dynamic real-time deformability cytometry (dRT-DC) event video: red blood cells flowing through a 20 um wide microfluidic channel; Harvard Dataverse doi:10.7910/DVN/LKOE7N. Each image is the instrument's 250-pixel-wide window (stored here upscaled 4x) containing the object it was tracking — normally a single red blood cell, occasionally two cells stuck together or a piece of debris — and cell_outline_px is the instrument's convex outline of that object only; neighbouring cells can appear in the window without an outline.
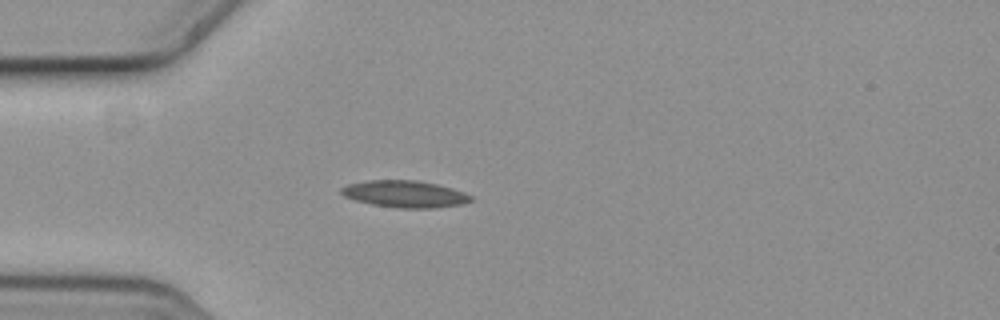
{"species": "common noctule bat (a hibernating species)", "species_latin": "Nyctalus noctula", "temperature_condition": "cold", "stored_images_in_passage": 4, "camera_frame_rate_fps": 3000, "um_per_image_px": 0.085, "animal": {"sex": "female", "body_mass_g": 19.3, "forearm_length_mm": 54.1}, "frame": {"image": 1, "passage_image": 4, "time_ms": 1.0, "image_size_px": [1000, 320], "cell_outline_px": [[476, 200], [464, 204], [436, 208], [396, 208], [372, 204], [352, 200], [344, 196], [340, 192], [340, 188], [348, 184], [368, 180], [416, 180], [436, 184], [452, 188], [464, 192], [472, 196]], "centroid_in_image_um": [34.43, 16.5], "position_along_channel_um": 50.6, "area_um2": 20.58}}